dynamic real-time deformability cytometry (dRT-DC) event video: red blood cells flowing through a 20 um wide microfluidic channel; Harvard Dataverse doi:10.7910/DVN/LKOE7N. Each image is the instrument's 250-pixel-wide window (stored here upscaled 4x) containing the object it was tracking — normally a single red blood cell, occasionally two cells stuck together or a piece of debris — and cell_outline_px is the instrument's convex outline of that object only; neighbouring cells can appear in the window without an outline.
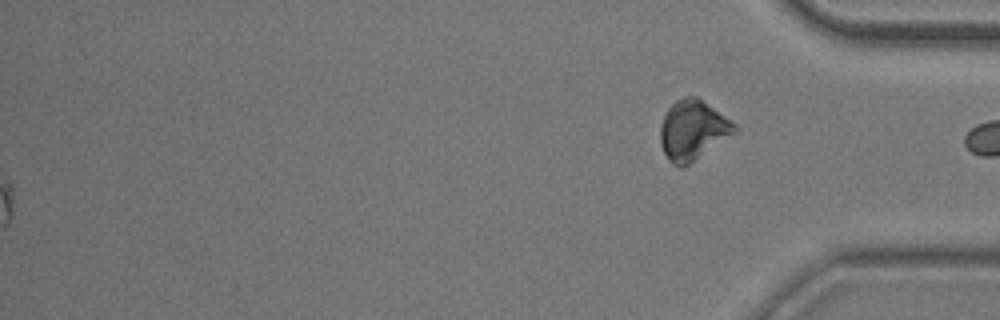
{"species": "common noctule bat (a hibernating species)", "species_latin": "Nyctalus noctula", "temperature_condition": "room temperature", "stored_images_in_passage": 58, "segment_of_instrument_passage": [2, 2], "camera_frame_rate_fps": 3000, "um_per_image_px": 0.085, "animal": {"sex": "male", "body_mass_g": 20.5, "forearm_length_mm": 52.5}, "frame": {"image": 1, "passage_image": 58, "time_ms": 19.0, "image_size_px": [1000, 320], "cell_outline_px": [[740, 128], [736, 132], [684, 168], [680, 168], [672, 164], [668, 160], [660, 144], [660, 124], [668, 108], [676, 100], [684, 96], [696, 96], [736, 124]], "centroid_in_image_um": [58.87, 11.08], "position_along_channel_um": 376.3, "area_um2": 25.89}}